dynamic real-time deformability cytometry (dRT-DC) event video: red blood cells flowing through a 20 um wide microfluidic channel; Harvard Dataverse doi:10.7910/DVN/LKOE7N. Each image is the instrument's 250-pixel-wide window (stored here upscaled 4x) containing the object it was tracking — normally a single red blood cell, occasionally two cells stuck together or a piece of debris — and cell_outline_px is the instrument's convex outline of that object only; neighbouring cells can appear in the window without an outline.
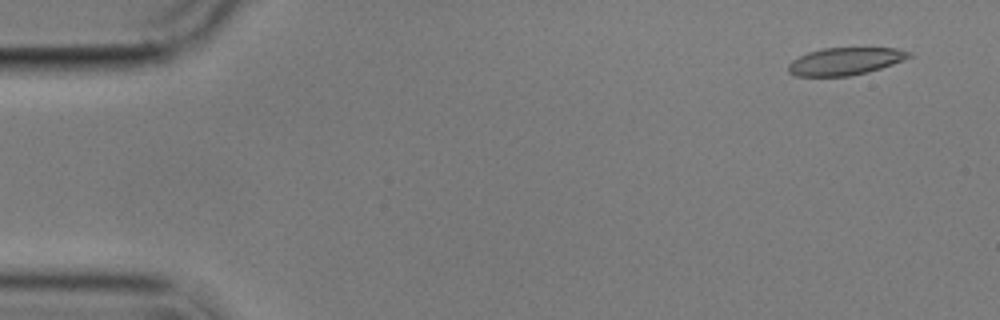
{"species": "common noctule bat (a hibernating species)", "species_latin": "Nyctalus noctula", "temperature_condition": "cold", "stored_images_in_passage": 10, "camera_frame_rate_fps": 3000, "um_per_image_px": 0.085, "animal": {"sex": "male", "body_mass_g": 17.9}, "frame": {"image": 1, "passage_image": 1, "time_ms": 0.0, "image_size_px": [1000, 320], "cell_outline_px": [[912, 56], [904, 60], [868, 72], [848, 76], [796, 76], [788, 72], [788, 64], [792, 60], [808, 52], [824, 48], [896, 48], [912, 52]], "centroid_in_image_um": [71.84, 5.21], "position_along_channel_um": 13.2, "area_um2": 19.25}}
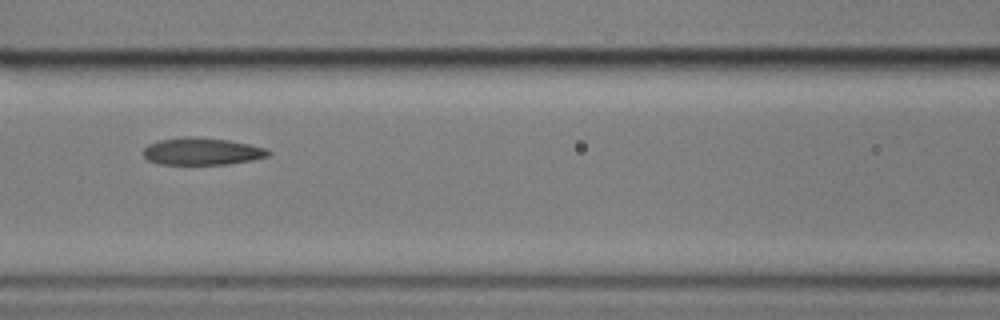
{"frame": {"image": 2, "passage_image": 7, "time_ms": 7.0, "image_size_px": [1000, 320], "cell_outline_px": [[272, 152], [268, 156], [252, 160], [228, 164], [156, 164], [148, 160], [144, 156], [144, 148], [148, 144], [160, 140], [184, 136], [228, 140], [268, 148]], "centroid_in_image_um": [17.17, 12.87], "position_along_channel_um": 149.4, "area_um2": 19.77}}
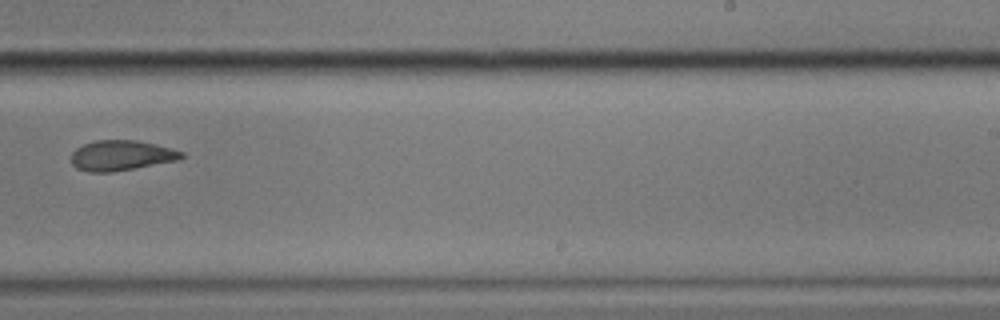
{"frame": {"image": 3, "passage_image": 10, "time_ms": 10.667, "image_size_px": [1000, 320], "cell_outline_px": [[184, 156], [176, 160], [112, 172], [88, 172], [76, 168], [72, 164], [72, 152], [76, 148], [84, 144], [96, 140], [136, 140], [172, 148], [184, 152]], "centroid_in_image_um": [10.28, 13.21], "position_along_channel_um": 278.7, "area_um2": 19.25}}